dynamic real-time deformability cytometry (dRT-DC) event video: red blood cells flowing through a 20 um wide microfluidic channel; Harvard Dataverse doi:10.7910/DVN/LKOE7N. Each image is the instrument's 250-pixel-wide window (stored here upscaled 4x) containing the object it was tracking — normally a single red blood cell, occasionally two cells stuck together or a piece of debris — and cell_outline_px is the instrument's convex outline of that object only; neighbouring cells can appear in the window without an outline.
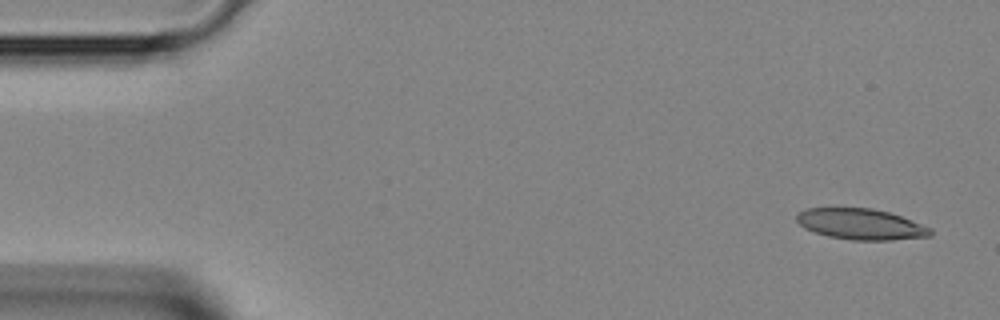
{"species": "Egyptian fruit bat (a non-hibernating species)", "species_latin": "Rousettus aegyptiacus", "temperature_condition": "room temperature", "stored_images_in_passage": 42, "camera_frame_rate_fps": 3000, "um_per_image_px": 0.085, "animal": {"sex": "female"}, "frame": {"image": 1, "passage_image": 1, "time_ms": 0.0, "image_size_px": [1000, 320], "cell_outline_px": [[932, 236], [892, 240], [852, 240], [828, 236], [804, 228], [796, 220], [796, 216], [804, 208], [872, 208], [888, 212], [900, 216], [932, 228]], "centroid_in_image_um": [73.18, 19.05], "position_along_channel_um": 11.8, "area_um2": 23.99}}
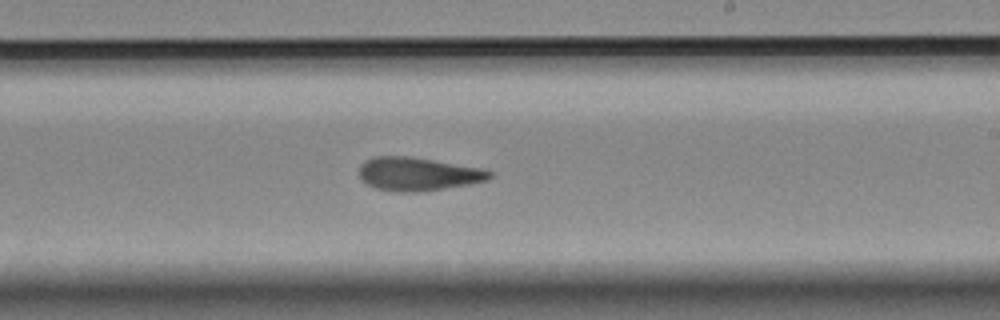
{"frame": {"image": 2, "passage_image": 24, "time_ms": 7.667, "image_size_px": [1000, 320], "cell_outline_px": [[492, 176], [488, 180], [468, 184], [444, 188], [416, 192], [400, 192], [376, 188], [368, 184], [360, 176], [360, 168], [368, 160], [376, 156], [408, 156], [480, 168], [492, 172]], "centroid_in_image_um": [35.55, 14.79], "position_along_channel_um": 253.5, "area_um2": 24.74}}
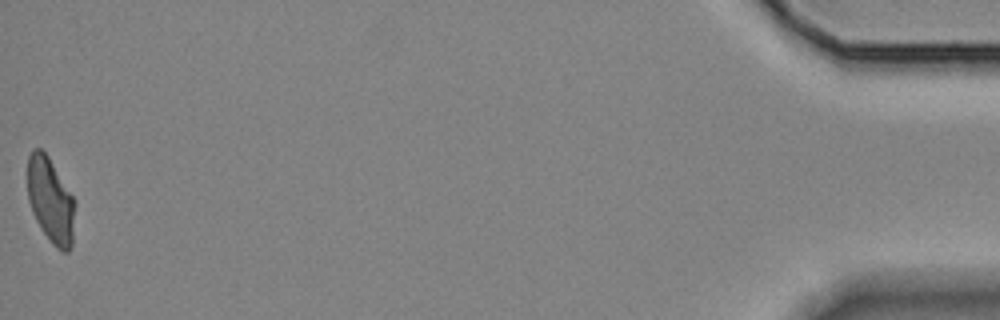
{"frame": {"image": 3, "passage_image": 42, "time_ms": 13.667, "image_size_px": [1000, 320], "cell_outline_px": [[76, 204], [72, 244], [68, 252], [60, 252], [52, 244], [40, 228], [32, 212], [28, 200], [28, 156], [32, 148], [40, 148], [48, 156], [72, 196]], "centroid_in_image_um": [4.3, 17.07], "position_along_channel_um": 430.9, "area_um2": 23.64}}